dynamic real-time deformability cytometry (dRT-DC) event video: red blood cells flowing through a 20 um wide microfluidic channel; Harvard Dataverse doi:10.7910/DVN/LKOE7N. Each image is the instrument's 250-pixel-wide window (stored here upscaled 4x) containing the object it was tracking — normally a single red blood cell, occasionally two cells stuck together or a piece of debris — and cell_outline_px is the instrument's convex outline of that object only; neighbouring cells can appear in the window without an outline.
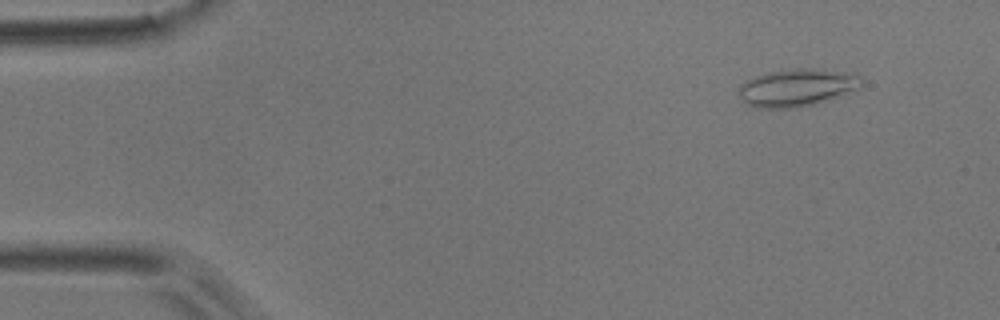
{"species": "common noctule bat (a hibernating species)", "species_latin": "Nyctalus noctula", "temperature_condition": "room temperature", "stored_images_in_passage": 54, "camera_frame_rate_fps": 3000, "um_per_image_px": 0.085, "animal": {"sex": "male", "body_mass_g": 17.9}, "frame": {"image": 1, "passage_image": 5, "time_ms": 1.333, "image_size_px": [1000, 320], "cell_outline_px": [[864, 84], [860, 88], [816, 104], [796, 108], [760, 108], [744, 104], [736, 92], [740, 84], [752, 76], [772, 72], [844, 72], [860, 76], [864, 80]], "centroid_in_image_um": [67.66, 7.53], "position_along_channel_um": 17.3, "area_um2": 25.89}}
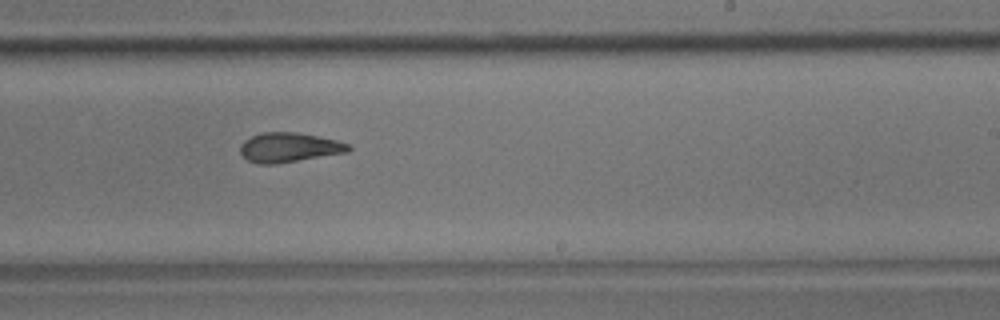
{"frame": {"image": 2, "passage_image": 33, "time_ms": 10.667, "image_size_px": [1000, 320], "cell_outline_px": [[352, 148], [348, 152], [276, 164], [260, 164], [248, 160], [240, 152], [240, 144], [244, 140], [260, 132], [296, 132], [336, 140], [348, 144]], "centroid_in_image_um": [24.55, 12.53], "position_along_channel_um": 264.4, "area_um2": 18.55}}
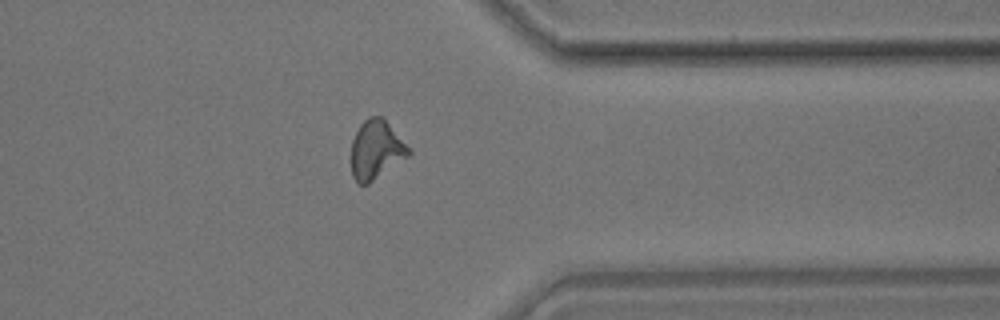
{"frame": {"image": 3, "passage_image": 43, "time_ms": 14.0, "image_size_px": [1000, 320], "cell_outline_px": [[412, 152], [408, 156], [368, 184], [356, 184], [352, 176], [352, 140], [360, 124], [368, 116], [384, 116]], "centroid_in_image_um": [31.96, 12.71], "position_along_channel_um": 379.4, "area_um2": 19.65}, "authors_computed_cell_mechanics": {"area_um2": 19.363, "velocity_mm_per_s": 3.674, "shape_relaxation_time_tau1_ms": null, "shape_relaxation_time_tau2_ms": 2.7935, "deformation_change_tau1": null, "deformation_change_tau2": 0.1144}}